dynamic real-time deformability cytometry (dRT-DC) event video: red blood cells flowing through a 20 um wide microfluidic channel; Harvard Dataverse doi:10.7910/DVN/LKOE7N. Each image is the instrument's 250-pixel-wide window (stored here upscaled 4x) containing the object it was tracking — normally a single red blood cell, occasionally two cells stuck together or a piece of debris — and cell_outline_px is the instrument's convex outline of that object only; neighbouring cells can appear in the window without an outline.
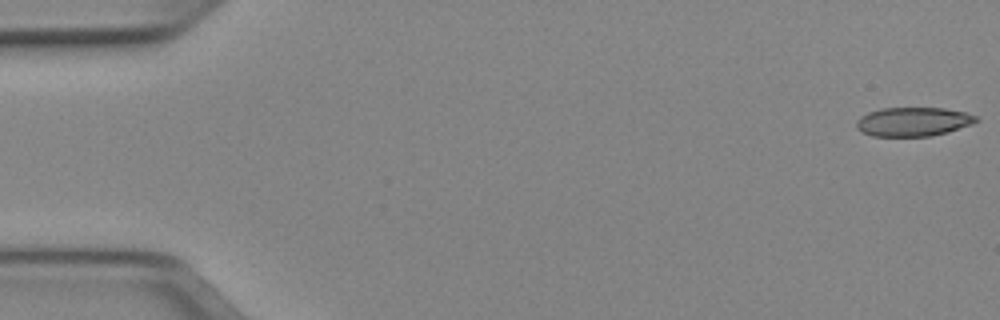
{"species": "Egyptian fruit bat (a non-hibernating species)", "species_latin": "Rousettus aegyptiacus", "temperature_condition": "cold", "stored_images_in_passage": 51, "camera_frame_rate_fps": 3000, "um_per_image_px": 0.085, "animal": {"sex": "female"}, "frame": {"image": 1, "passage_image": 1, "time_ms": 0.0, "image_size_px": [1000, 320], "cell_outline_px": [[980, 120], [972, 124], [948, 132], [932, 136], [872, 136], [860, 132], [856, 128], [856, 120], [860, 116], [868, 112], [880, 108], [944, 108], [964, 112], [976, 116]], "centroid_in_image_um": [77.59, 10.35], "position_along_channel_um": 7.4, "area_um2": 20.4}}
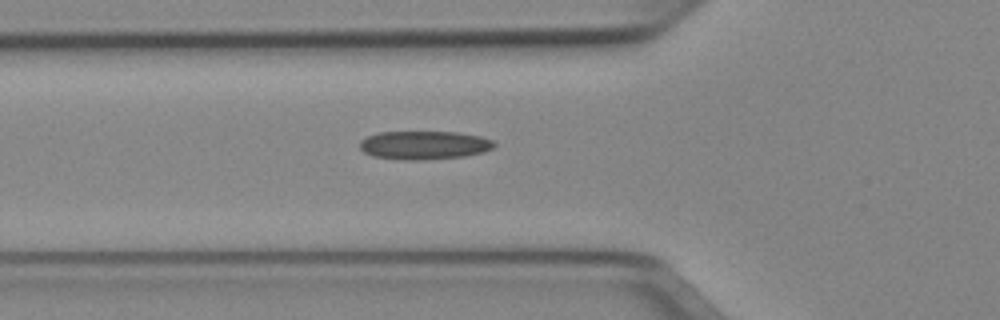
{"frame": {"image": 2, "passage_image": 18, "time_ms": 5.667, "image_size_px": [1000, 320], "cell_outline_px": [[496, 144], [492, 148], [484, 152], [464, 156], [420, 160], [408, 160], [372, 156], [364, 152], [360, 148], [360, 140], [368, 136], [380, 132], [456, 132], [480, 136], [492, 140]], "centroid_in_image_um": [36.05, 12.33], "position_along_channel_um": 89.7, "area_um2": 22.2}}
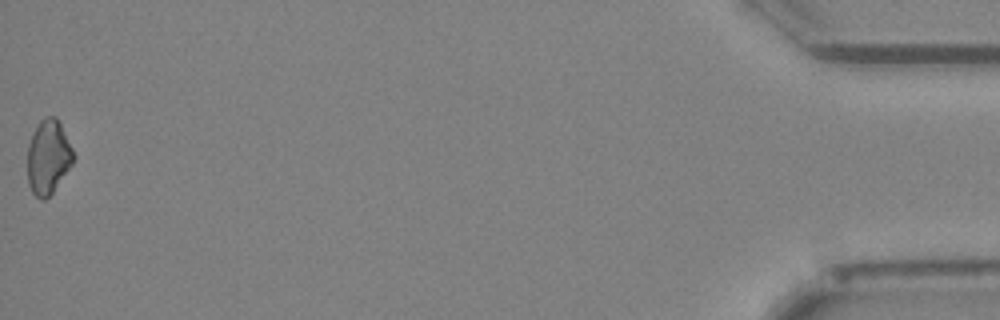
{"frame": {"image": 3, "passage_image": 51, "time_ms": 16.667, "image_size_px": [1000, 320], "cell_outline_px": [[76, 156], [72, 164], [52, 192], [44, 200], [40, 200], [32, 192], [28, 184], [28, 144], [40, 120], [44, 116], [56, 116]], "centroid_in_image_um": [4.1, 13.35], "position_along_channel_um": 431.1, "area_um2": 19.65}}